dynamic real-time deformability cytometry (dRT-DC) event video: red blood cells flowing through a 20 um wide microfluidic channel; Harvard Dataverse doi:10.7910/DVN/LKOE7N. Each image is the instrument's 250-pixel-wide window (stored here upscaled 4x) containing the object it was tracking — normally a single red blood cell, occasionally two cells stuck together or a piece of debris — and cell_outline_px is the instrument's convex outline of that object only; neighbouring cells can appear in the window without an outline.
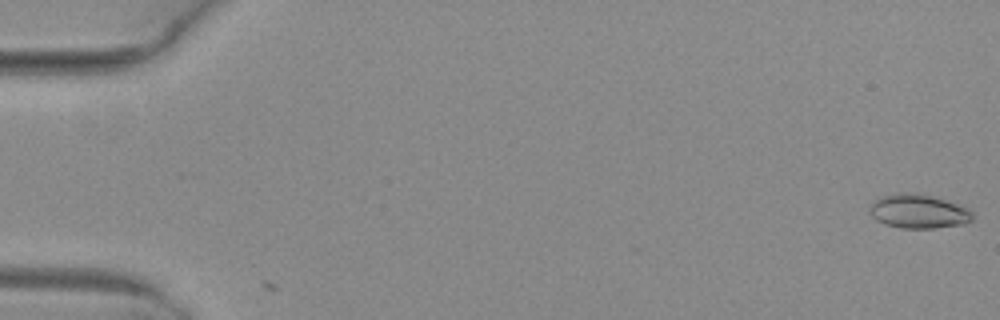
{"species": "common noctule bat (a hibernating species)", "species_latin": "Nyctalus noctula", "temperature_condition": "warm", "stored_images_in_passage": 2, "camera_frame_rate_fps": 3000, "um_per_image_px": 0.085, "animal": {"sex": "female", "body_mass_g": 29.2, "forearm_length_mm": 56.3}, "frame": {"image": 1, "passage_image": 1, "time_ms": 0.0, "image_size_px": [1000, 320], "cell_outline_px": [[972, 220], [964, 224], [936, 228], [900, 228], [884, 224], [876, 220], [868, 212], [872, 204], [880, 196], [896, 192], [920, 192], [968, 208], [972, 212]], "centroid_in_image_um": [78.04, 17.96], "position_along_channel_um": 7.0, "area_um2": 20.58}}